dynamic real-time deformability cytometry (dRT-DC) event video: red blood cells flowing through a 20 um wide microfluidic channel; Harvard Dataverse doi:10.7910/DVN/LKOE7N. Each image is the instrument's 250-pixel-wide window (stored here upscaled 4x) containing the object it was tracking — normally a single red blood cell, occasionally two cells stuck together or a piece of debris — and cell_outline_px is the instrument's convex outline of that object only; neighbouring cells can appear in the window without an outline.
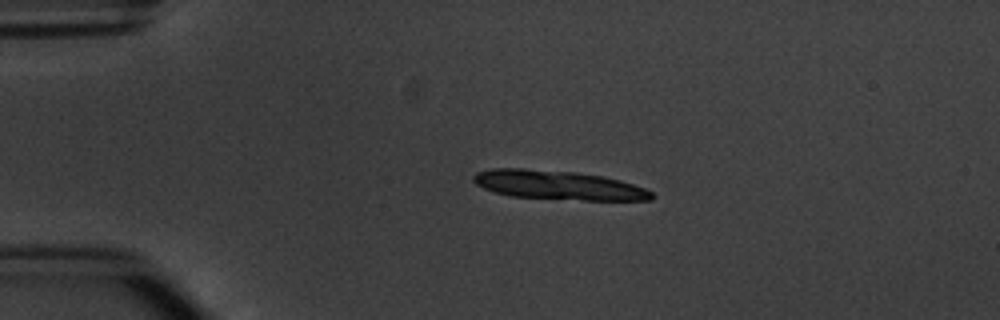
{"species": "common noctule bat (a hibernating species)", "species_latin": "Nyctalus noctula", "temperature_condition": "warm", "stored_images_in_passage": 4, "segment_of_instrument_passage": [1, 2], "camera_frame_rate_fps": 3000, "um_per_image_px": 0.085, "animal": {"sex": "male", "body_mass_g": 20.1, "forearm_length_mm": 53.5}, "frame": {"image": 1, "passage_image": 2, "time_ms": 1.0, "image_size_px": [1000, 320], "cell_outline_px": [[656, 196], [652, 200], [584, 200], [512, 196], [496, 192], [484, 188], [476, 184], [472, 180], [472, 176], [476, 172], [492, 168], [524, 168], [576, 172], [604, 176], [620, 180], [644, 188], [652, 192]], "centroid_in_image_um": [47.46, 15.72], "position_along_channel_um": 37.5, "area_um2": 30.23}}